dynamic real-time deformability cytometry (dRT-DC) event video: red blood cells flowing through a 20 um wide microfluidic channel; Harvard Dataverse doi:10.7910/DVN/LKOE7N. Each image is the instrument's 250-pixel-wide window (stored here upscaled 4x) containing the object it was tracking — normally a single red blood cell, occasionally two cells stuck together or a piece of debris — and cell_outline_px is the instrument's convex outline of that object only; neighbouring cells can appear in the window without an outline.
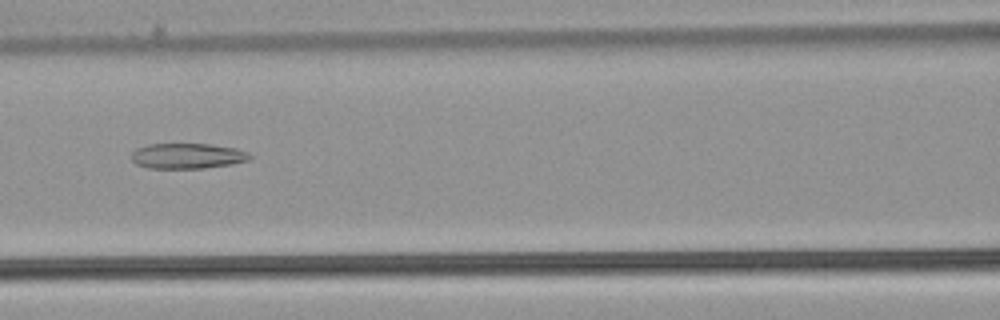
{"species": "common noctule bat (a hibernating species)", "species_latin": "Nyctalus noctula", "temperature_condition": "warm", "stored_images_in_passage": 37, "camera_frame_rate_fps": 3000, "um_per_image_px": 0.085, "animal": {"sex": "male", "body_mass_g": 21.5, "forearm_length_mm": 52.0}, "frame": {"image": 1, "passage_image": 8, "time_ms": 2.333, "image_size_px": [1000, 320], "cell_outline_px": [[252, 156], [248, 160], [232, 164], [204, 168], [148, 168], [136, 164], [132, 160], [132, 152], [136, 148], [148, 144], [208, 144], [236, 148], [248, 152]], "centroid_in_image_um": [15.92, 13.25], "position_along_channel_um": 150.7, "area_um2": 17.51}}
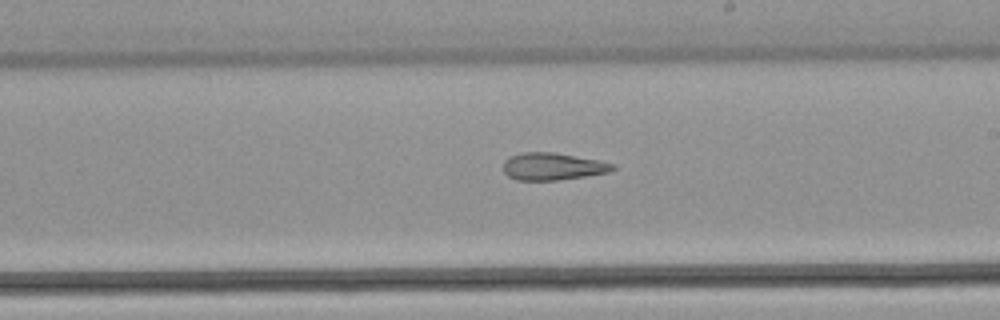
{"frame": {"image": 2, "passage_image": 15, "time_ms": 4.667, "image_size_px": [1000, 320], "cell_outline_px": [[616, 168], [608, 172], [584, 176], [556, 180], [516, 180], [508, 176], [504, 172], [504, 160], [512, 156], [524, 152], [552, 152], [596, 160], [612, 164]], "centroid_in_image_um": [46.93, 14.15], "position_along_channel_um": 242.1, "area_um2": 16.99}}
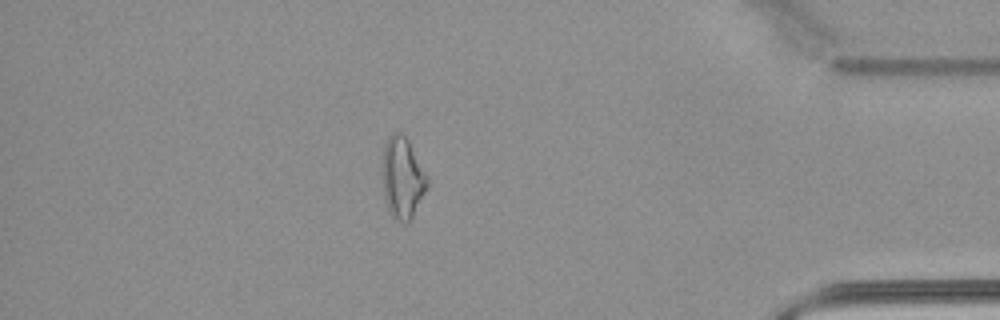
{"frame": {"image": 3, "passage_image": 30, "time_ms": 9.667, "image_size_px": [1000, 320], "cell_outline_px": [[428, 184], [408, 224], [404, 224], [396, 220], [388, 212], [384, 196], [380, 168], [384, 144], [388, 136], [392, 132], [400, 132], [408, 140], [428, 180]], "centroid_in_image_um": [34.13, 15.11], "position_along_channel_um": 401.1, "area_um2": 21.39}, "authors_computed_cell_mechanics": {"area_um2": 18.6116, "velocity_mm_per_s": 3.9305, "shape_relaxation_time_tau1_ms": null, "shape_relaxation_time_tau2_ms": 3.978, "deformation_change_tau1": null, "deformation_change_tau2": 0.1558}}